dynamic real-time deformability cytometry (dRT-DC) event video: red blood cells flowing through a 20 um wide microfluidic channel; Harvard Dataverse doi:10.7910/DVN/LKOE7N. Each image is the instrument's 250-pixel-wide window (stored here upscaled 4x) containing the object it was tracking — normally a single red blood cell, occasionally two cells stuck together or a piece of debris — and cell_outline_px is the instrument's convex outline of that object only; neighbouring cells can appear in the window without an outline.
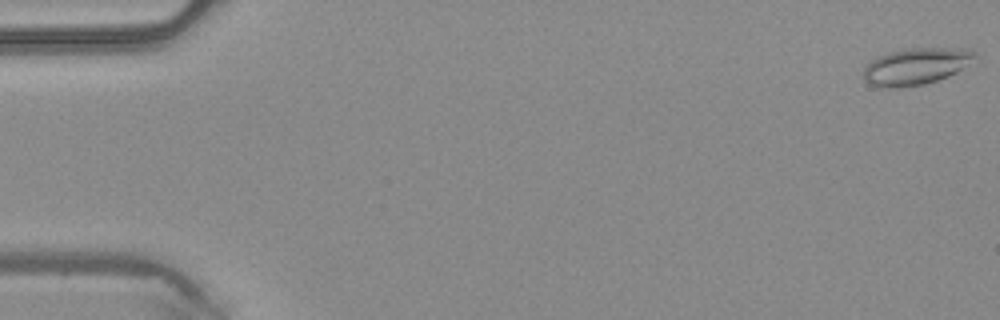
{"species": "common noctule bat (a hibernating species)", "species_latin": "Nyctalus noctula", "temperature_condition": "warm", "stored_images_in_passage": 48, "camera_frame_rate_fps": 3000, "um_per_image_px": 0.085, "animal": {"sex": "male", "body_mass_g": 20.4}, "frame": {"image": 1, "passage_image": 1, "time_ms": 0.0, "image_size_px": [1000, 320], "cell_outline_px": [[976, 56], [956, 72], [948, 76], [924, 84], [900, 88], [876, 88], [868, 84], [864, 80], [864, 68], [872, 60], [888, 52], [904, 48], [972, 48], [976, 52]], "centroid_in_image_um": [77.82, 5.64], "position_along_channel_um": 7.2, "area_um2": 23.93}}
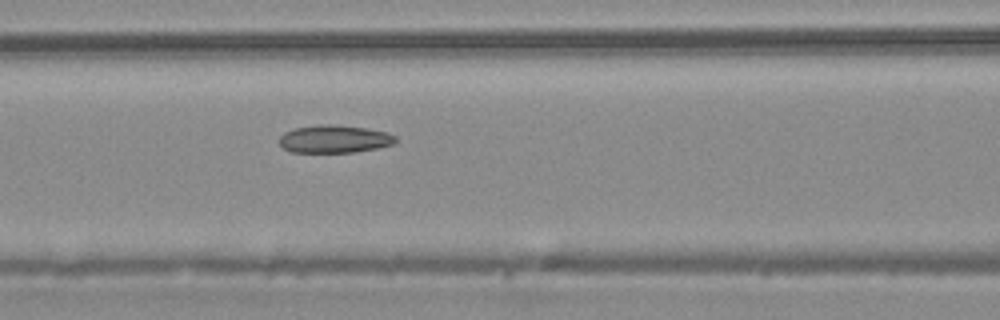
{"frame": {"image": 2, "passage_image": 21, "time_ms": 6.667, "image_size_px": [1000, 320], "cell_outline_px": [[396, 140], [392, 144], [376, 148], [356, 152], [292, 152], [284, 148], [280, 144], [280, 136], [284, 132], [296, 128], [320, 124], [328, 124], [364, 128], [388, 132], [396, 136]], "centroid_in_image_um": [28.42, 11.81], "position_along_channel_um": 138.2, "area_um2": 18.61}}
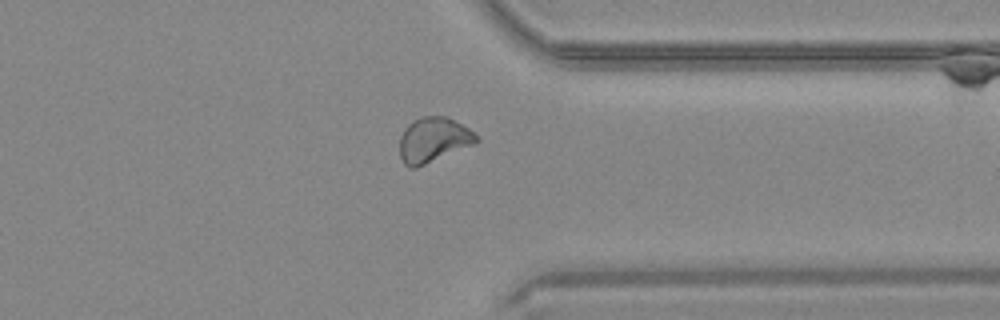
{"frame": {"image": 3, "passage_image": 38, "time_ms": 12.333, "image_size_px": [1000, 320], "cell_outline_px": [[480, 140], [476, 144], [416, 168], [408, 168], [404, 164], [400, 156], [400, 136], [404, 128], [412, 120], [424, 116], [444, 116], [468, 128]], "centroid_in_image_um": [36.81, 11.91], "position_along_channel_um": 374.6, "area_um2": 20.11}, "authors_computed_cell_mechanics": {"area_um2": 20.6057, "velocity_mm_per_s": 4.2206, "shape_relaxation_time_tau1_ms": null, "shape_relaxation_time_tau2_ms": 4.3377, "deformation_change_tau1": null, "deformation_change_tau2": 0.096}}